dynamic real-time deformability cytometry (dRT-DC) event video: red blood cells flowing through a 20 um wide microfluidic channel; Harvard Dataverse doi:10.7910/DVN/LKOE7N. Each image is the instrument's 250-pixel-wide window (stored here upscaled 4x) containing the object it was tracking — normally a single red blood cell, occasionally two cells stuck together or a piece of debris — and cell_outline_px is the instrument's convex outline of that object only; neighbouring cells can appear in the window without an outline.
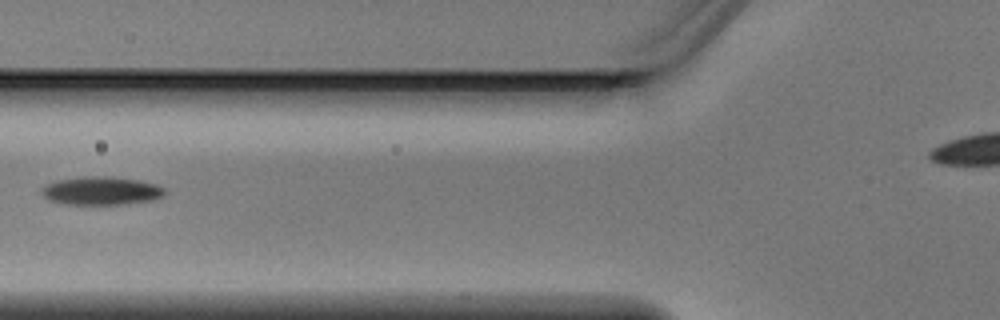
{"species": "Egyptian fruit bat (a non-hibernating species)", "species_latin": "Rousettus aegyptiacus", "temperature_condition": "warm", "stored_images_in_passage": 3, "camera_frame_rate_fps": 3000, "um_per_image_px": 0.085, "animal": {"sex": "male"}, "frame": {"image": 1, "passage_image": 3, "time_ms": 0.667, "image_size_px": [1000, 320], "cell_outline_px": [[164, 192], [160, 196], [152, 200], [124, 204], [64, 204], [48, 200], [40, 192], [48, 184], [60, 180], [108, 176], [140, 180], [156, 184], [164, 188]], "centroid_in_image_um": [8.63, 16.23], "position_along_channel_um": 117.2, "area_um2": 19.71}}